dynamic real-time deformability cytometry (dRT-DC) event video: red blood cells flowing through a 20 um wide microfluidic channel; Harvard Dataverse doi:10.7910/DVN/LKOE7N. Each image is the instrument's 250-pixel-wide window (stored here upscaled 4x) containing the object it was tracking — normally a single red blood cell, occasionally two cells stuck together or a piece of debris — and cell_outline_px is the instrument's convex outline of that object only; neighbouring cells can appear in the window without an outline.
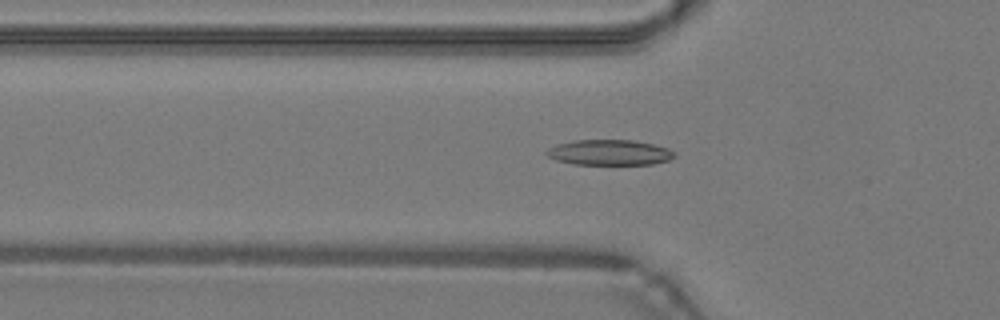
{"species": "common noctule bat (a hibernating species)", "species_latin": "Nyctalus noctula", "temperature_condition": "warm", "stored_images_in_passage": 39, "camera_frame_rate_fps": 3000, "um_per_image_px": 0.085, "animal": {"sex": "male", "body_mass_g": 19.2, "forearm_length_mm": 51.8}, "frame": {"image": 1, "passage_image": 7, "time_ms": 2.0, "image_size_px": [1000, 320], "cell_outline_px": [[676, 156], [668, 160], [652, 164], [572, 164], [556, 160], [548, 156], [544, 152], [548, 148], [556, 144], [576, 140], [632, 140], [652, 144], [668, 148], [676, 152]], "centroid_in_image_um": [51.79, 12.96], "position_along_channel_um": 74.0, "area_um2": 18.96}}
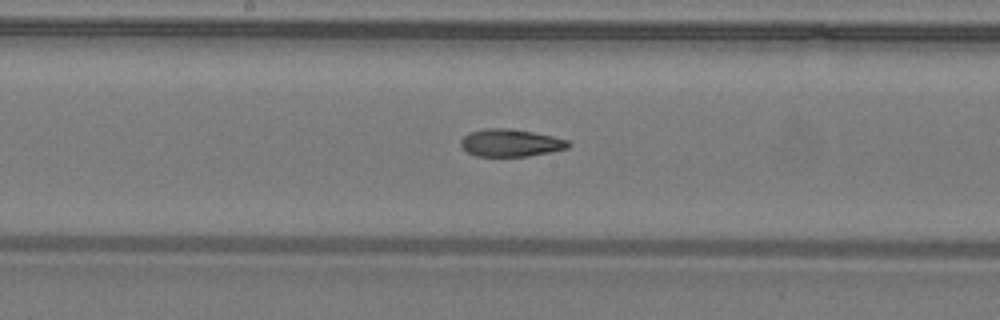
{"frame": {"image": 2, "passage_image": 16, "time_ms": 5.0, "image_size_px": [1000, 320], "cell_outline_px": [[568, 148], [528, 156], [476, 156], [468, 152], [460, 144], [460, 140], [468, 132], [484, 128], [504, 128], [532, 132], [552, 136], [568, 140]], "centroid_in_image_um": [43.35, 12.14], "position_along_channel_um": 204.9, "area_um2": 16.99}}
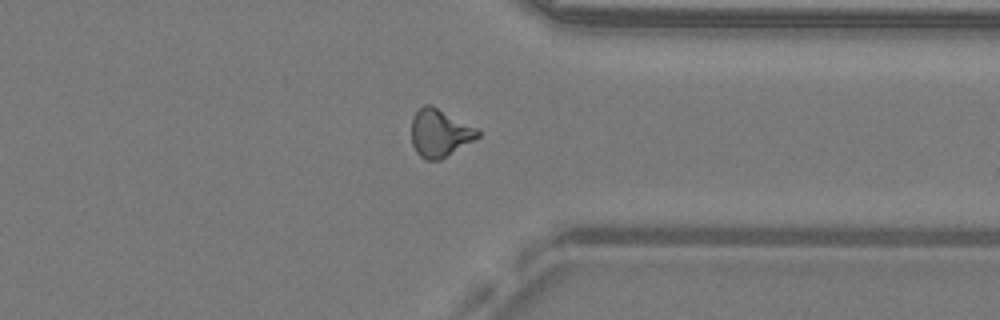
{"frame": {"image": 3, "passage_image": 28, "time_ms": 9.0, "image_size_px": [1000, 320], "cell_outline_px": [[480, 136], [440, 160], [424, 160], [416, 152], [412, 144], [412, 116], [424, 104], [432, 104], [476, 128], [480, 132]], "centroid_in_image_um": [37.35, 11.3], "position_along_channel_um": 374.1, "area_um2": 18.38}, "authors_computed_cell_mechanics": {"area_um2": 17.6868, "velocity_mm_per_s": 4.3191, "shape_relaxation_time_tau1_ms": null, "shape_relaxation_time_tau2_ms": 5.6731, "deformation_change_tau1": null, "deformation_change_tau2": 0.1407}}